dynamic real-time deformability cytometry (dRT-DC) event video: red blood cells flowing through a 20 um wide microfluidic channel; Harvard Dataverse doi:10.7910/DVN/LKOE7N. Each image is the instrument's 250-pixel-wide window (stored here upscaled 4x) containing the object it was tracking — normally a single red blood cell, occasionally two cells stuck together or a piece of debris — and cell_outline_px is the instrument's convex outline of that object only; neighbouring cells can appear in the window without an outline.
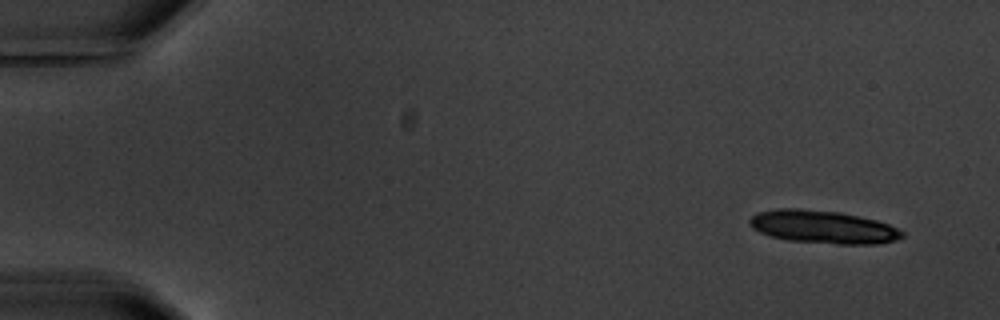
{"species": "common noctule bat (a hibernating species)", "species_latin": "Nyctalus noctula", "temperature_condition": "warm", "stored_images_in_passage": 5, "camera_frame_rate_fps": 3000, "um_per_image_px": 0.085, "animal": {"sex": "male", "body_mass_g": 20.1, "forearm_length_mm": 53.5}, "frame": {"image": 1, "passage_image": 1, "time_ms": 0.0, "image_size_px": [1000, 320], "cell_outline_px": [[904, 236], [896, 240], [876, 244], [836, 244], [788, 240], [772, 236], [760, 232], [752, 228], [748, 224], [748, 220], [752, 216], [760, 212], [776, 208], [800, 208], [840, 212], [876, 220], [888, 224], [904, 232]], "centroid_in_image_um": [69.94, 19.28], "position_along_channel_um": 15.1, "area_um2": 29.3}}